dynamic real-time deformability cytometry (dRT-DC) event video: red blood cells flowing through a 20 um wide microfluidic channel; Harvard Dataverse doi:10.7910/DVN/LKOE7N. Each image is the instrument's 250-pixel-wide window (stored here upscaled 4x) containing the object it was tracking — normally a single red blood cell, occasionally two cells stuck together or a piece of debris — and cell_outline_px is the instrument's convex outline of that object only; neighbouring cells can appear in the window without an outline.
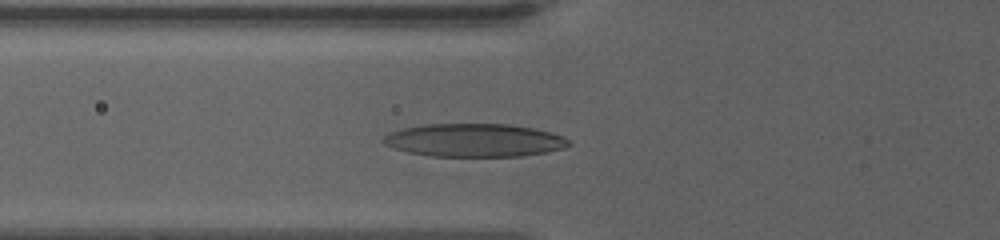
{"species": "human", "species_latin": "Homo sapiens", "temperature_condition": "warm", "stored_images_in_passage": 54, "camera_frame_rate_fps": 3000, "um_per_image_px": 0.085, "donor": {"sex": "female"}, "frame": {"image": 1, "passage_image": 19, "time_ms": 6.0, "image_size_px": [1000, 240], "cell_outline_px": [[572, 144], [564, 148], [548, 152], [520, 156], [432, 156], [408, 152], [384, 144], [380, 140], [388, 132], [400, 128], [424, 124], [512, 124], [552, 132], [564, 136]], "centroid_in_image_um": [40.32, 11.91], "position_along_channel_um": 85.5, "area_um2": 36.07}}
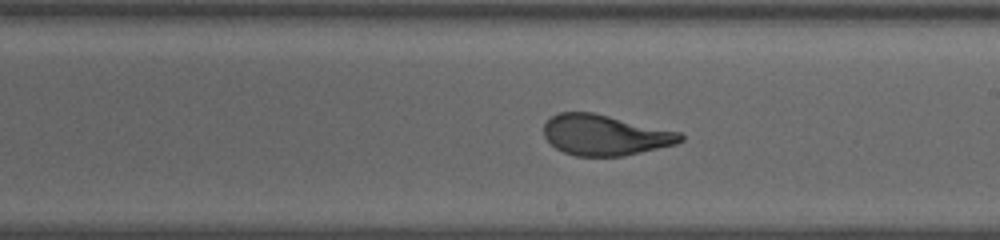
{"frame": {"image": 2, "passage_image": 32, "time_ms": 10.333, "image_size_px": [1000, 240], "cell_outline_px": [[684, 140], [676, 144], [624, 156], [576, 156], [564, 152], [556, 148], [544, 136], [544, 124], [552, 116], [560, 112], [592, 112], [680, 132], [684, 136]], "centroid_in_image_um": [51.43, 11.48], "position_along_channel_um": 237.6, "area_um2": 32.14}}
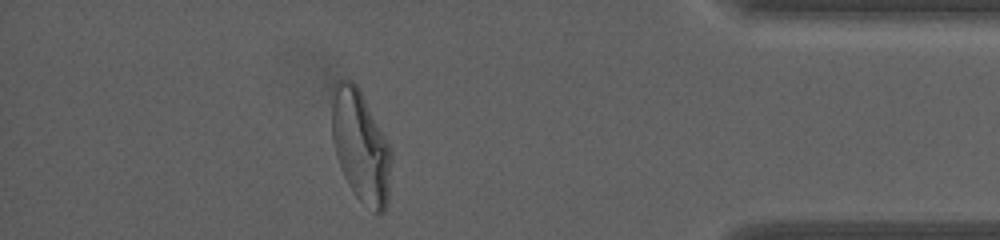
{"frame": {"image": 3, "passage_image": 49, "time_ms": 16.0, "image_size_px": [1000, 240], "cell_outline_px": [[392, 156], [388, 200], [384, 212], [380, 216], [360, 200], [352, 192], [340, 168], [336, 156], [332, 140], [332, 84], [336, 80], [352, 80], [360, 88], [392, 148]], "centroid_in_image_um": [30.66, 12.4], "position_along_channel_um": 404.5, "area_um2": 39.48}}